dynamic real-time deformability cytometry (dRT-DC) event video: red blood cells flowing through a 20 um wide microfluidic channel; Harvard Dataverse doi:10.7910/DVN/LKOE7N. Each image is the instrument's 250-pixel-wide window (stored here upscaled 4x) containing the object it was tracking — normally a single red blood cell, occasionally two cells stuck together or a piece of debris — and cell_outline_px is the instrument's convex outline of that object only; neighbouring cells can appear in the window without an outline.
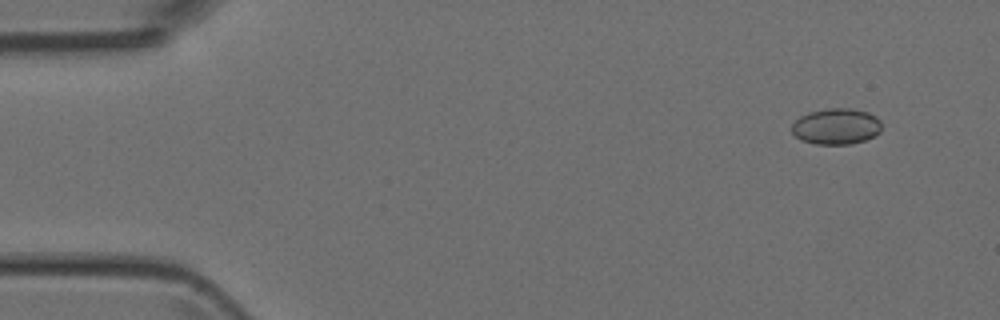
{"species": "Egyptian fruit bat (a non-hibernating species)", "species_latin": "Rousettus aegyptiacus", "temperature_condition": "room temperature", "stored_images_in_passage": 4, "camera_frame_rate_fps": 3000, "um_per_image_px": 0.085, "animal": {"sex": "female"}, "frame": {"image": 1, "passage_image": 1, "time_ms": 0.0, "image_size_px": [1000, 320], "cell_outline_px": [[880, 132], [876, 136], [852, 144], [816, 144], [800, 140], [792, 132], [792, 124], [800, 116], [808, 112], [828, 108], [852, 108], [868, 112], [876, 116], [880, 120]], "centroid_in_image_um": [71.09, 10.74], "position_along_channel_um": 13.9, "area_um2": 19.02}}
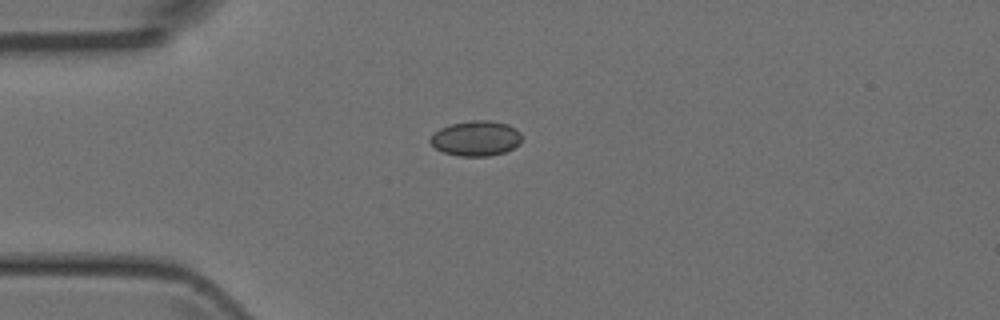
{"frame": {"image": 2, "passage_image": 3, "time_ms": 3.0, "image_size_px": [1000, 320], "cell_outline_px": [[520, 144], [504, 152], [488, 156], [460, 156], [444, 152], [436, 148], [428, 140], [440, 128], [448, 124], [472, 120], [488, 120], [508, 124], [520, 132]], "centroid_in_image_um": [40.45, 11.75], "position_along_channel_um": 44.5, "area_um2": 18.61}}